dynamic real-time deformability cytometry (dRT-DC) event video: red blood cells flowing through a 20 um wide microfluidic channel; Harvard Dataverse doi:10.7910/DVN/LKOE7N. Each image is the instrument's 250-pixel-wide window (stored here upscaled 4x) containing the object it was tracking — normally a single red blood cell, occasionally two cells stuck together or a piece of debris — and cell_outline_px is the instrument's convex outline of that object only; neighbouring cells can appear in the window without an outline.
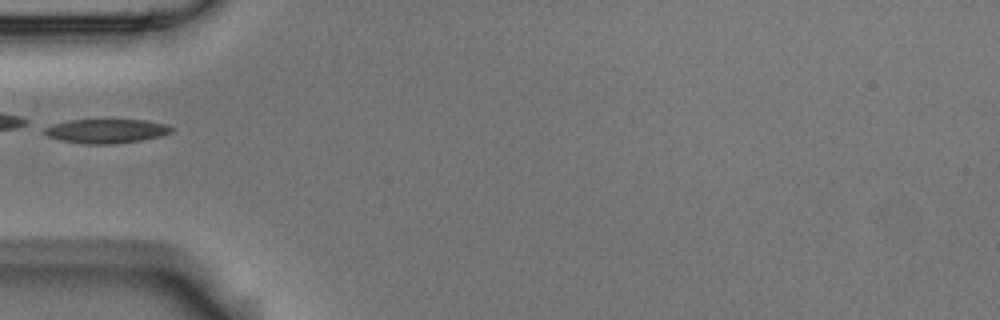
{"species": "Egyptian fruit bat (a non-hibernating species)", "species_latin": "Rousettus aegyptiacus", "temperature_condition": "room temperature", "stored_images_in_passage": 5, "camera_frame_rate_fps": 3000, "um_per_image_px": 0.085, "animal": {"sex": "male"}, "frame": {"image": 1, "passage_image": 5, "time_ms": 1.333, "image_size_px": [1000, 320], "cell_outline_px": [[176, 128], [172, 132], [160, 136], [140, 140], [112, 144], [84, 144], [60, 140], [48, 136], [44, 132], [44, 128], [52, 124], [68, 120], [144, 120], [168, 124]], "centroid_in_image_um": [9.06, 11.13], "position_along_channel_um": 75.9, "area_um2": 17.92}}